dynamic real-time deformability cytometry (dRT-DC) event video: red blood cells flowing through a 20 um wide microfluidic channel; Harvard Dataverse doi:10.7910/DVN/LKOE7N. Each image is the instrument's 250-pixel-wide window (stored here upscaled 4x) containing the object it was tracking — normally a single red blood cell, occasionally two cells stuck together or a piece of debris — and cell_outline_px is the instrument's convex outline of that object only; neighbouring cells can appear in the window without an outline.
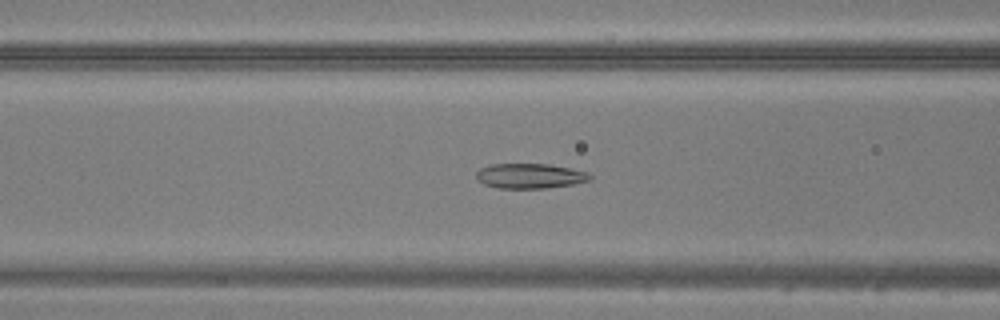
{"species": "common noctule bat (a hibernating species)", "species_latin": "Nyctalus noctula", "temperature_condition": "warm", "stored_images_in_passage": 35, "camera_frame_rate_fps": 3000, "um_per_image_px": 0.085, "animal": {"sex": "male", "body_mass_g": 20.5, "forearm_length_mm": 52.5}, "frame": {"image": 1, "passage_image": 7, "time_ms": 2.0, "image_size_px": [1000, 320], "cell_outline_px": [[592, 176], [588, 180], [572, 184], [544, 188], [500, 188], [484, 184], [476, 176], [476, 172], [480, 168], [488, 164], [548, 164], [588, 172]], "centroid_in_image_um": [45.01, 14.94], "position_along_channel_um": 121.6, "area_um2": 16.3}}
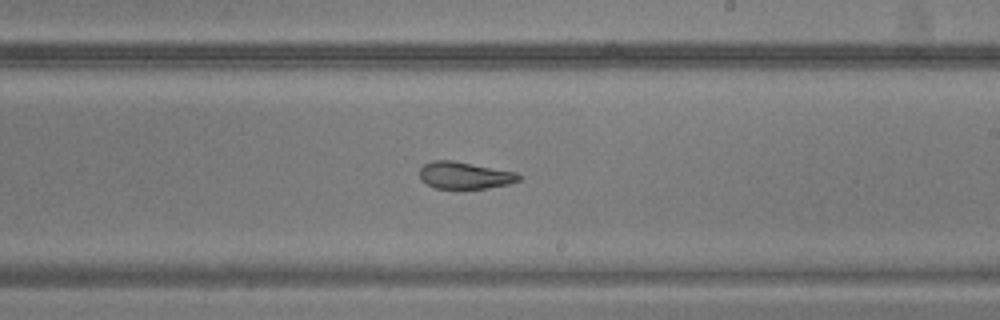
{"frame": {"image": 2, "passage_image": 16, "time_ms": 5.0, "image_size_px": [1000, 320], "cell_outline_px": [[520, 180], [508, 184], [488, 188], [436, 188], [420, 180], [420, 168], [424, 164], [432, 160], [452, 160], [516, 172], [520, 176]], "centroid_in_image_um": [39.48, 14.9], "position_along_channel_um": 249.5, "area_um2": 15.49}}
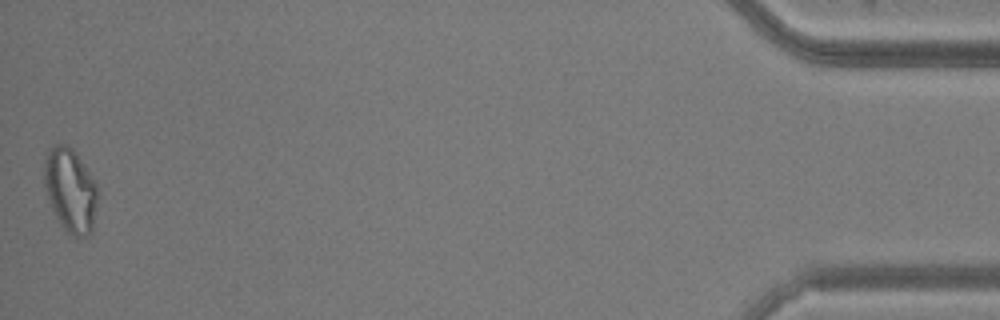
{"frame": {"image": 3, "passage_image": 35, "time_ms": 11.333, "image_size_px": [1000, 320], "cell_outline_px": [[96, 204], [92, 232], [88, 236], [76, 236], [68, 232], [60, 224], [52, 208], [44, 184], [44, 160], [48, 152], [56, 144], [64, 144], [72, 148], [84, 164], [96, 184]], "centroid_in_image_um": [5.97, 16.16], "position_along_channel_um": 429.2, "area_um2": 25.61}}